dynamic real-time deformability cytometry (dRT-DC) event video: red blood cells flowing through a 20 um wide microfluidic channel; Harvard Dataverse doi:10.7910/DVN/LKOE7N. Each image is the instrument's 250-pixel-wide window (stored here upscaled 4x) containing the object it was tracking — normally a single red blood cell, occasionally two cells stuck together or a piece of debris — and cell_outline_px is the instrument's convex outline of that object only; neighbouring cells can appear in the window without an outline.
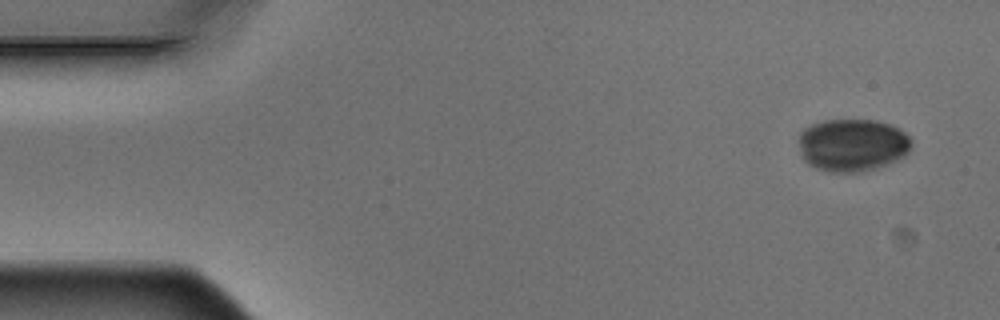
{"species": "Egyptian fruit bat (a non-hibernating species)", "species_latin": "Rousettus aegyptiacus", "temperature_condition": "warm", "stored_images_in_passage": 7, "camera_frame_rate_fps": 3000, "um_per_image_px": 0.085, "animal": {"sex": "male"}, "frame": {"image": 1, "passage_image": 1, "time_ms": 0.0, "image_size_px": [1000, 320], "cell_outline_px": [[912, 148], [904, 156], [896, 160], [860, 172], [832, 172], [816, 168], [808, 164], [804, 160], [800, 152], [800, 132], [804, 128], [812, 124], [824, 120], [876, 120], [892, 124], [900, 128], [912, 140]], "centroid_in_image_um": [72.46, 12.31], "position_along_channel_um": 12.5, "area_um2": 34.62}}
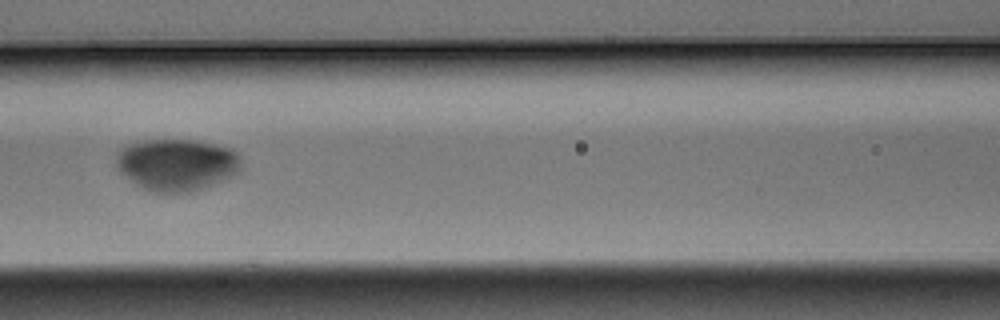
{"frame": {"image": 2, "passage_image": 7, "time_ms": 2.0, "image_size_px": [1000, 320], "cell_outline_px": [[240, 172], [224, 180], [204, 188], [188, 192], [152, 192], [140, 188], [120, 172], [116, 168], [116, 152], [120, 148], [128, 144], [144, 140], [196, 140], [232, 148], [240, 156]], "centroid_in_image_um": [15.01, 13.99], "position_along_channel_um": 151.6, "area_um2": 38.21}}